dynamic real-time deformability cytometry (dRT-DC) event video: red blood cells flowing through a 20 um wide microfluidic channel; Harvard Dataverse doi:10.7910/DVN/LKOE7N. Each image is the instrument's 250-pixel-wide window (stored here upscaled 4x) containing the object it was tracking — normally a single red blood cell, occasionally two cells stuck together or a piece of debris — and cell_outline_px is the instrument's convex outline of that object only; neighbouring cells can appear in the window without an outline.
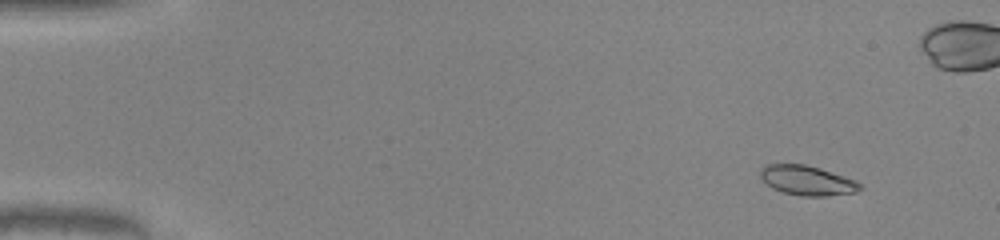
{"species": "common noctule bat (a hibernating species)", "species_latin": "Nyctalus noctula", "temperature_condition": "warm", "stored_images_in_passage": 52, "camera_frame_rate_fps": 3000, "um_per_image_px": 0.085, "animal": {"sex": "male", "body_mass_g": 20.0, "forearm_length_mm": 53.3}, "frame": {"image": 1, "passage_image": 5, "time_ms": 1.333, "image_size_px": [1000, 240], "cell_outline_px": [[864, 188], [856, 192], [824, 196], [800, 196], [784, 192], [772, 188], [760, 176], [760, 168], [768, 164], [804, 164], [820, 168], [856, 180]], "centroid_in_image_um": [68.63, 15.34], "position_along_channel_um": 16.4, "area_um2": 17.17}}
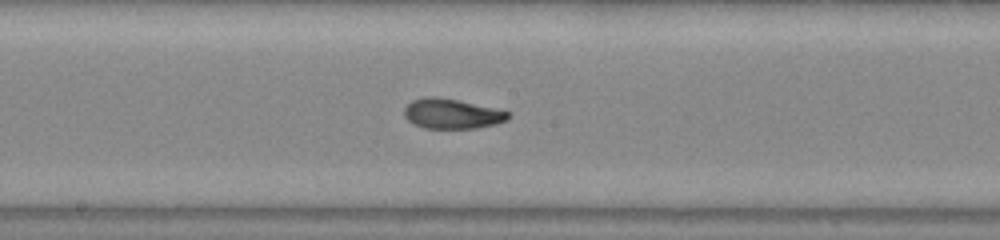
{"frame": {"image": 2, "passage_image": 29, "time_ms": 9.333, "image_size_px": [1000, 240], "cell_outline_px": [[508, 120], [496, 124], [476, 128], [424, 128], [408, 120], [404, 116], [404, 108], [412, 100], [424, 96], [436, 96], [456, 100], [492, 108], [508, 112]], "centroid_in_image_um": [38.36, 9.67], "position_along_channel_um": 209.8, "area_um2": 17.86}}
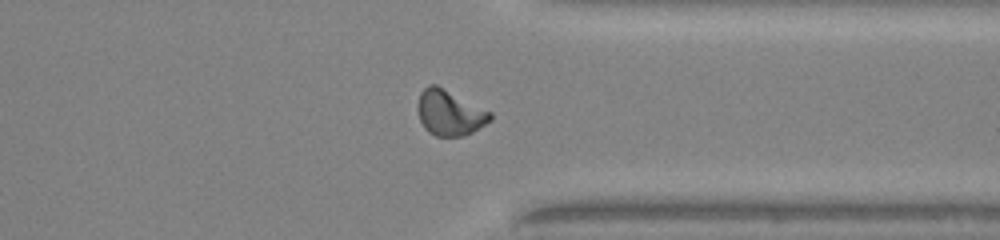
{"frame": {"image": 3, "passage_image": 41, "time_ms": 13.333, "image_size_px": [1000, 240], "cell_outline_px": [[492, 120], [472, 132], [464, 136], [436, 136], [428, 132], [424, 128], [420, 120], [416, 108], [420, 92], [428, 84], [436, 84], [492, 112]], "centroid_in_image_um": [38.2, 9.58], "position_along_channel_um": 373.2, "area_um2": 19.36}, "authors_computed_cell_mechanics": {"area_um2": 17.8891, "velocity_mm_per_s": 4.1033, "shape_relaxation_time_tau1_ms": null, "shape_relaxation_time_tau2_ms": 1.5839, "deformation_change_tau1": null, "deformation_change_tau2": 0.0638}}